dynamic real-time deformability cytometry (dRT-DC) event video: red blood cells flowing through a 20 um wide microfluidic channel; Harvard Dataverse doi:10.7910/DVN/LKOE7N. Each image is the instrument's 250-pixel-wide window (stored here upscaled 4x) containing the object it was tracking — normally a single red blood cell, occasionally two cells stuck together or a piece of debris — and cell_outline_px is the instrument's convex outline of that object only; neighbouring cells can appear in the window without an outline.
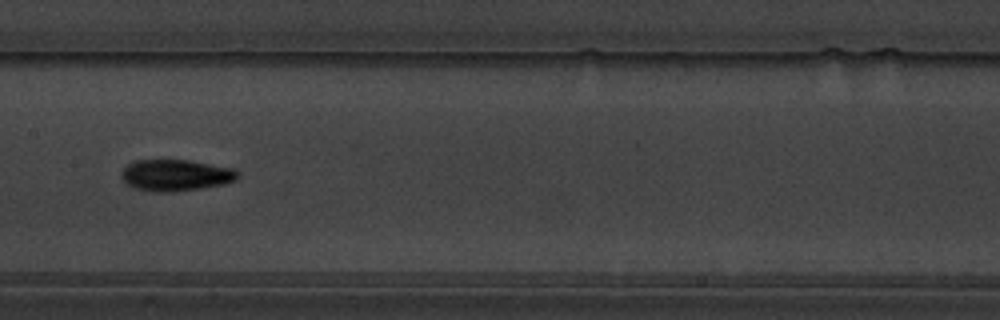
{"species": "common noctule bat (a hibernating species)", "species_latin": "Nyctalus noctula", "temperature_condition": "warm", "stored_images_in_passage": 37, "camera_frame_rate_fps": 3000, "um_per_image_px": 0.085, "animal": {"sex": "male", "body_mass_g": 19.5, "forearm_length_mm": 54.6}, "frame": {"image": 1, "passage_image": 11, "time_ms": 3.333, "image_size_px": [1000, 320], "cell_outline_px": [[240, 176], [236, 180], [224, 184], [200, 188], [172, 192], [156, 192], [136, 188], [128, 184], [120, 176], [120, 172], [132, 160], [188, 160], [232, 168], [240, 172]], "centroid_in_image_um": [14.94, 14.89], "position_along_channel_um": 192.5, "area_um2": 21.33}}